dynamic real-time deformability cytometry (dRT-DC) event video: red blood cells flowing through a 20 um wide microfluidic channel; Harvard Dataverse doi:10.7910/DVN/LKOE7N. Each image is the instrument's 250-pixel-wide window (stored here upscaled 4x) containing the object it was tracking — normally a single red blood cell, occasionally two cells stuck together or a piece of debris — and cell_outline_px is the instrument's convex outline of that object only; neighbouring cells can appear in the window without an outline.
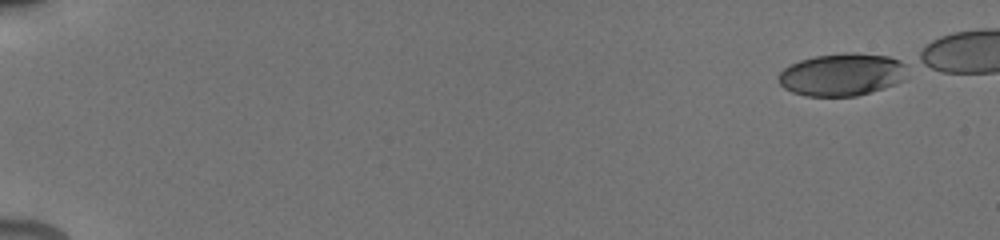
{"species": "human", "species_latin": "Homo sapiens", "temperature_condition": "cold", "stored_images_in_passage": 12, "camera_frame_rate_fps": 3000, "um_per_image_px": 0.085, "donor": {"sex": "male"}, "frame": {"image": 1, "passage_image": 1, "time_ms": 0.0, "image_size_px": [1000, 240], "cell_outline_px": [[904, 80], [896, 84], [884, 88], [856, 96], [804, 96], [792, 92], [784, 88], [780, 84], [780, 72], [784, 68], [800, 60], [816, 56], [848, 52], [856, 52], [888, 56], [900, 60], [904, 64]], "centroid_in_image_um": [71.57, 6.34], "position_along_channel_um": 13.4, "area_um2": 31.79}}